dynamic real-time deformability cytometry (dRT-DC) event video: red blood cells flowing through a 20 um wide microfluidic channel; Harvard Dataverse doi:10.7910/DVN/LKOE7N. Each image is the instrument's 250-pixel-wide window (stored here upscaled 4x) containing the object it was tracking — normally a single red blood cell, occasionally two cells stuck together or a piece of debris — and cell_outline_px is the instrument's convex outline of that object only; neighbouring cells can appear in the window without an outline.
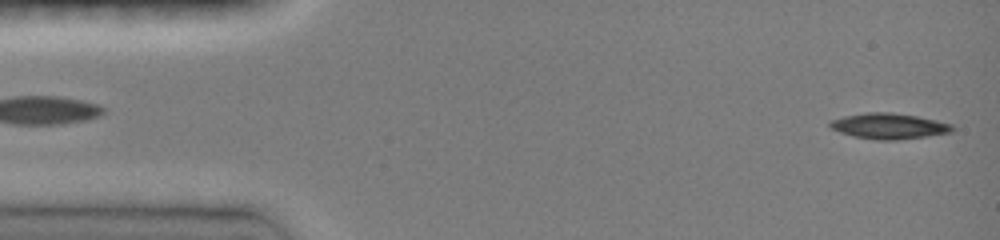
{"species": "common noctule bat (a hibernating species)", "species_latin": "Nyctalus noctula", "temperature_condition": "room temperature", "stored_images_in_passage": 45, "camera_frame_rate_fps": 3000, "um_per_image_px": 0.085, "animal": {"sex": "female", "body_mass_g": 19.0, "forearm_length_mm": 51.5}, "frame": {"image": 1, "passage_image": 1, "time_ms": 0.0, "image_size_px": [1000, 240], "cell_outline_px": [[956, 128], [952, 132], [896, 140], [876, 140], [856, 136], [840, 132], [832, 128], [828, 124], [832, 120], [844, 116], [868, 112], [892, 112], [916, 116], [936, 120], [952, 124]], "centroid_in_image_um": [75.59, 10.71], "position_along_channel_um": 9.4, "area_um2": 18.09}}
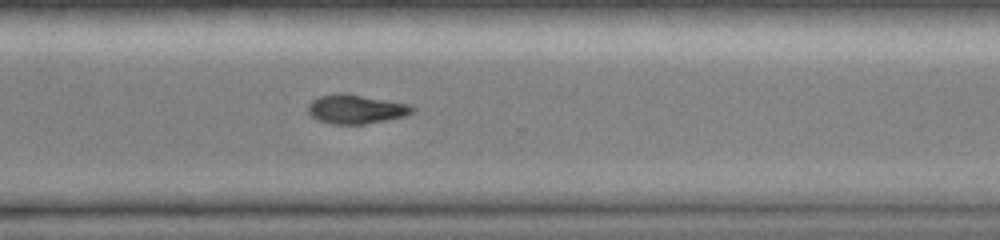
{"frame": {"image": 2, "passage_image": 33, "time_ms": 10.667, "image_size_px": [1000, 240], "cell_outline_px": [[416, 108], [412, 112], [404, 116], [364, 124], [332, 124], [320, 120], [312, 116], [308, 112], [308, 104], [312, 100], [320, 96], [336, 92], [344, 92], [412, 104]], "centroid_in_image_um": [30.27, 9.25], "position_along_channel_um": 340.3, "area_um2": 17.8}}
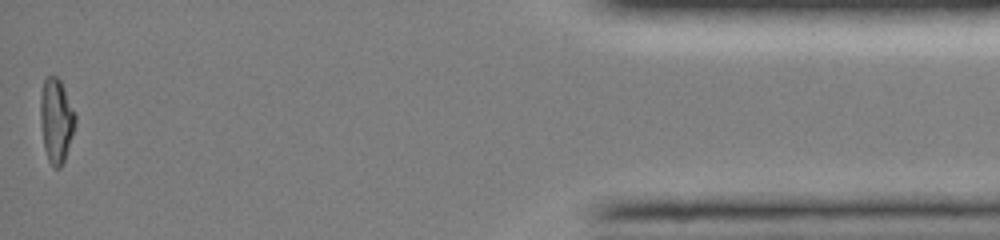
{"frame": {"image": 3, "passage_image": 45, "time_ms": 14.667, "image_size_px": [1000, 240], "cell_outline_px": [[76, 124], [64, 160], [60, 168], [56, 168], [48, 160], [44, 148], [40, 124], [40, 96], [44, 80], [48, 76], [56, 76], [60, 80], [64, 88], [76, 116]], "centroid_in_image_um": [4.76, 10.23], "position_along_channel_um": 430.4, "area_um2": 17.05}, "authors_computed_cell_mechanics": {"area_um2": 18.1492, "velocity_mm_per_s": 4.1287, "shape_relaxation_time_tau1_ms": 5.3816, "shape_relaxation_time_tau2_ms": null, "deformation_change_tau1": 0.1705, "deformation_change_tau2": null}}